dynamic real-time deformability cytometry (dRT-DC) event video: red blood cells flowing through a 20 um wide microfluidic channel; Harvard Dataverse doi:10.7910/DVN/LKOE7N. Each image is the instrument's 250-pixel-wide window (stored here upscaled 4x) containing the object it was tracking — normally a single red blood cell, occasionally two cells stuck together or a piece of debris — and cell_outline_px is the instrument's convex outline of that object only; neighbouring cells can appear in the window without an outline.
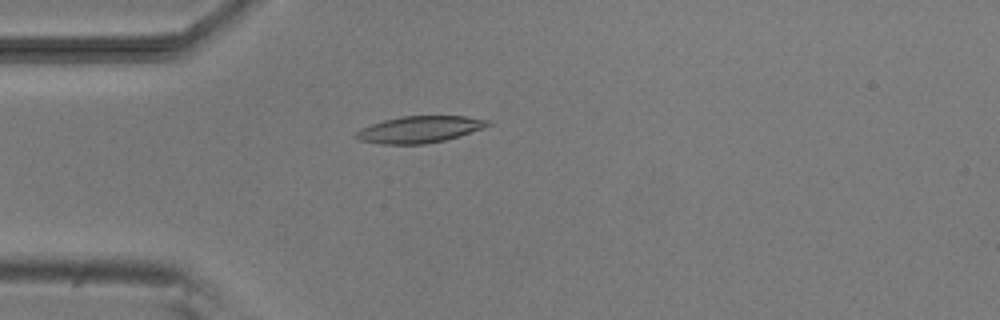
{"species": "common noctule bat (a hibernating species)", "species_latin": "Nyctalus noctula", "temperature_condition": "room temperature", "stored_images_in_passage": 4, "camera_frame_rate_fps": 3000, "um_per_image_px": 0.085, "animal": {"sex": "male", "body_mass_g": 20.5, "forearm_length_mm": 52.5}, "frame": {"image": 1, "passage_image": 4, "time_ms": 3.333, "image_size_px": [1000, 320], "cell_outline_px": [[492, 124], [484, 128], [460, 136], [444, 140], [424, 144], [380, 144], [360, 140], [356, 136], [356, 132], [360, 128], [384, 120], [400, 116], [464, 116], [492, 120]], "centroid_in_image_um": [35.71, 10.99], "position_along_channel_um": 49.3, "area_um2": 20.52}}